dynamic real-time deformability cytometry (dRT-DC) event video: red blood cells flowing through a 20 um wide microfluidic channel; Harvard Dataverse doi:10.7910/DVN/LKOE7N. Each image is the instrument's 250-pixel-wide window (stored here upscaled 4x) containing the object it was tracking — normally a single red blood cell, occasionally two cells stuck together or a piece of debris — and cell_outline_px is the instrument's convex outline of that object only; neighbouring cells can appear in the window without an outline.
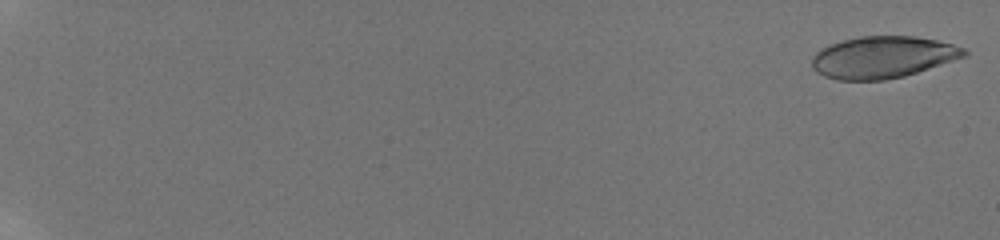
{"species": "human", "species_latin": "Homo sapiens", "temperature_condition": "room temperature", "stored_images_in_passage": 38, "camera_frame_rate_fps": 3000, "um_per_image_px": 0.085, "donor": {"sex": "male"}, "frame": {"image": 1, "passage_image": 1, "time_ms": 0.0, "image_size_px": [1000, 240], "cell_outline_px": [[968, 56], [904, 76], [884, 80], [836, 80], [824, 76], [816, 72], [812, 68], [812, 56], [820, 48], [844, 40], [860, 36], [916, 36], [936, 40], [952, 44], [964, 48], [968, 52]], "centroid_in_image_um": [75.03, 4.86], "position_along_channel_um": 10.0, "area_um2": 37.22}}
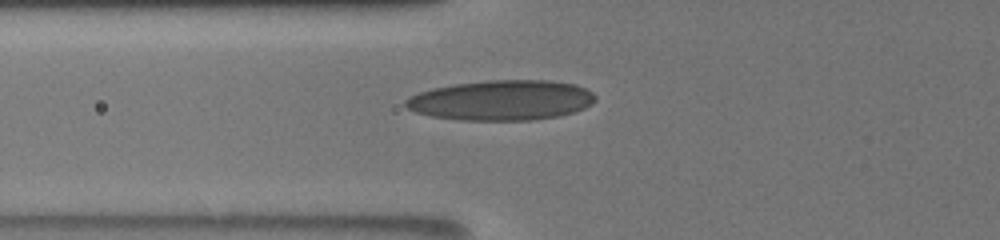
{"frame": {"image": 2, "passage_image": 28, "time_ms": 8.333, "image_size_px": [1000, 240], "cell_outline_px": [[596, 100], [592, 104], [584, 108], [572, 112], [556, 116], [532, 120], [460, 120], [432, 116], [416, 112], [408, 108], [404, 104], [404, 100], [408, 96], [432, 88], [456, 84], [488, 80], [548, 80], [576, 84], [592, 92], [596, 96]], "centroid_in_image_um": [42.63, 8.51], "position_along_channel_um": 83.2, "area_um2": 44.33}}
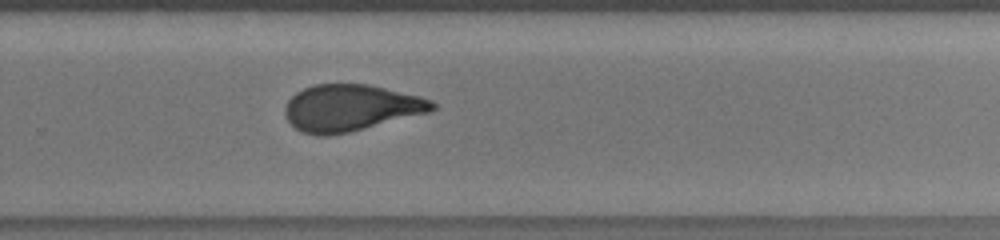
{"frame": {"image": 3, "passage_image": 38, "time_ms": 14.0, "image_size_px": [1000, 240], "cell_outline_px": [[436, 108], [428, 112], [348, 132], [328, 136], [320, 136], [300, 132], [288, 120], [284, 112], [284, 108], [288, 100], [296, 92], [304, 88], [316, 84], [368, 84], [420, 96], [432, 100], [436, 104]], "centroid_in_image_um": [29.78, 9.16], "position_along_channel_um": 300.0, "area_um2": 39.71}}